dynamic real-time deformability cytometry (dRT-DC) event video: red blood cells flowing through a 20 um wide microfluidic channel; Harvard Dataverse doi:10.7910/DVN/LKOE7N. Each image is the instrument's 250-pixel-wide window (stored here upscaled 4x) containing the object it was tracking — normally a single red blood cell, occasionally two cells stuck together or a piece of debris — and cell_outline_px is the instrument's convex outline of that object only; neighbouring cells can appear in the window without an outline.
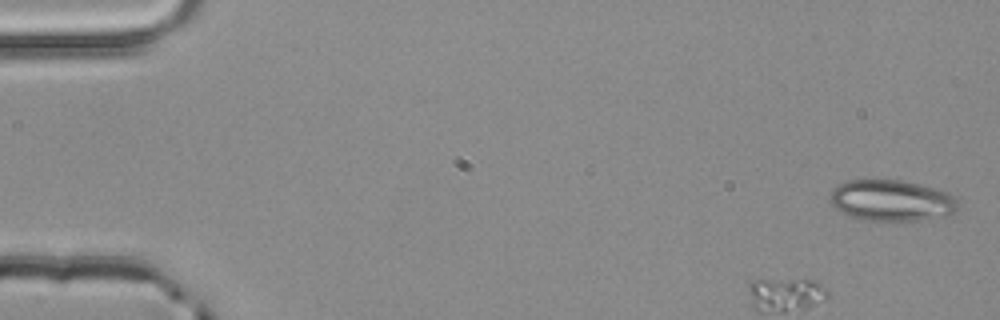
{"species": "common noctule bat (a hibernating species)", "species_latin": "Nyctalus noctula", "temperature_condition": "room temperature", "stored_images_in_passage": 3, "camera_frame_rate_fps": 3000, "um_per_image_px": 0.085, "animal": {"sex": "male", "body_mass_g": 20.4}, "frame": {"image": 1, "passage_image": 1, "time_ms": 0.0, "image_size_px": [1000, 320], "cell_outline_px": [[956, 212], [944, 216], [920, 220], [872, 220], [852, 216], [836, 208], [828, 200], [832, 188], [848, 180], [900, 180], [920, 184], [936, 188], [948, 192], [956, 200]], "centroid_in_image_um": [75.78, 17.02], "position_along_channel_um": 9.2, "area_um2": 30.35}}